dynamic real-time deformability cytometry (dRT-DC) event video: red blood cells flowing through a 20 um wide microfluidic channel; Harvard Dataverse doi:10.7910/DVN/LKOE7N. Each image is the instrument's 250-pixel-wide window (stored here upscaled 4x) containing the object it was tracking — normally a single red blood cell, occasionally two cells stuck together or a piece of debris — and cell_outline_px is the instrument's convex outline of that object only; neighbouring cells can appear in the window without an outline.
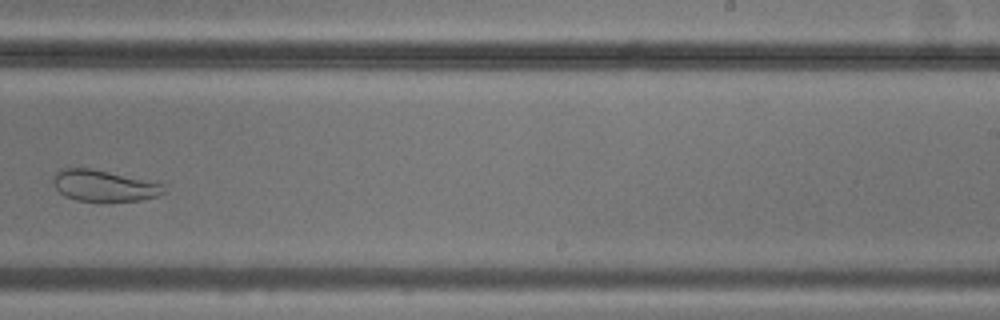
{"species": "common noctule bat (a hibernating species)", "species_latin": "Nyctalus noctula", "temperature_condition": "cold", "stored_images_in_passage": 9, "camera_frame_rate_fps": 3000, "um_per_image_px": 0.085, "animal": {"sex": "male", "body_mass_g": 20.5, "forearm_length_mm": 52.5}, "frame": {"image": 1, "passage_image": 8, "time_ms": 9.667, "image_size_px": [1000, 320], "cell_outline_px": [[164, 192], [156, 196], [140, 200], [76, 200], [64, 196], [52, 184], [52, 180], [56, 172], [60, 168], [92, 168], [160, 184], [164, 188]], "centroid_in_image_um": [8.72, 15.77], "position_along_channel_um": 280.3, "area_um2": 19.54}}